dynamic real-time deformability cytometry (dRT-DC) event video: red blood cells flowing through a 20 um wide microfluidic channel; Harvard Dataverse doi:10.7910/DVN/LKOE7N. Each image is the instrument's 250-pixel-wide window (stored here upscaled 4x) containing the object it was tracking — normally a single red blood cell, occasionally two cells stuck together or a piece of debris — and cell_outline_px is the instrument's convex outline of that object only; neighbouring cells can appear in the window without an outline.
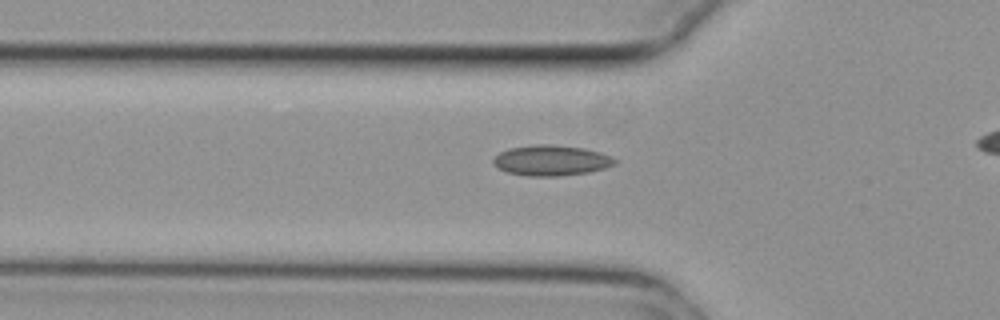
{"species": "common noctule bat (a hibernating species)", "species_latin": "Nyctalus noctula", "temperature_condition": "cold", "stored_images_in_passage": 7, "camera_frame_rate_fps": 3000, "um_per_image_px": 0.085, "animal": {"sex": "female", "body_mass_g": 29.2, "forearm_length_mm": 56.3}, "frame": {"image": 1, "passage_image": 2, "time_ms": 0.333, "image_size_px": [1000, 320], "cell_outline_px": [[620, 160], [616, 164], [604, 168], [588, 172], [560, 176], [528, 176], [508, 172], [496, 168], [492, 164], [492, 160], [500, 152], [508, 148], [532, 144], [552, 144], [584, 148], [600, 152], [612, 156]], "centroid_in_image_um": [46.86, 13.63], "position_along_channel_um": 78.9, "area_um2": 21.91}}